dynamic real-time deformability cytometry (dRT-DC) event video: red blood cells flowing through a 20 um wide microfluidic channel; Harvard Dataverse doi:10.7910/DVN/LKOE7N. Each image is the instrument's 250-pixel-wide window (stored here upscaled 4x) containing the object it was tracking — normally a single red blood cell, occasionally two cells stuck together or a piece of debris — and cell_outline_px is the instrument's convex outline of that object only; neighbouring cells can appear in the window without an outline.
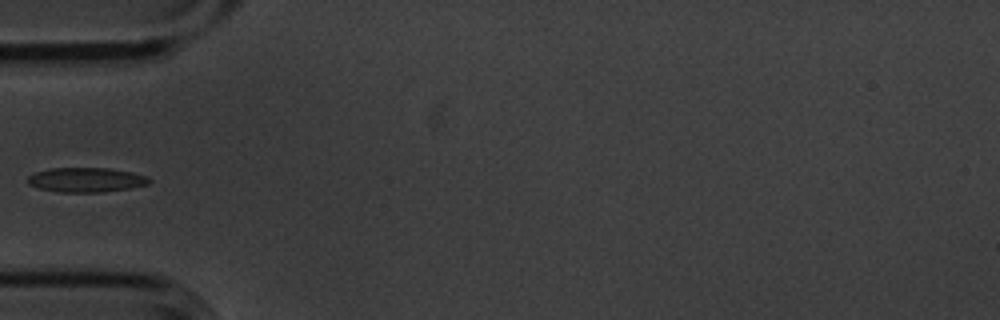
{"species": "common noctule bat (a hibernating species)", "species_latin": "Nyctalus noctula", "temperature_condition": "cold", "stored_images_in_passage": 6, "camera_frame_rate_fps": 3000, "um_per_image_px": 0.085, "animal": {"sex": "male", "body_mass_g": 20.1, "forearm_length_mm": 53.5}, "frame": {"image": 1, "passage_image": 5, "time_ms": 1.333, "image_size_px": [1000, 320], "cell_outline_px": [[152, 180], [148, 184], [128, 188], [104, 192], [56, 192], [40, 188], [28, 184], [28, 176], [36, 172], [48, 168], [108, 168], [132, 172], [148, 176]], "centroid_in_image_um": [7.33, 15.28], "position_along_channel_um": 77.7, "area_um2": 17.4}}
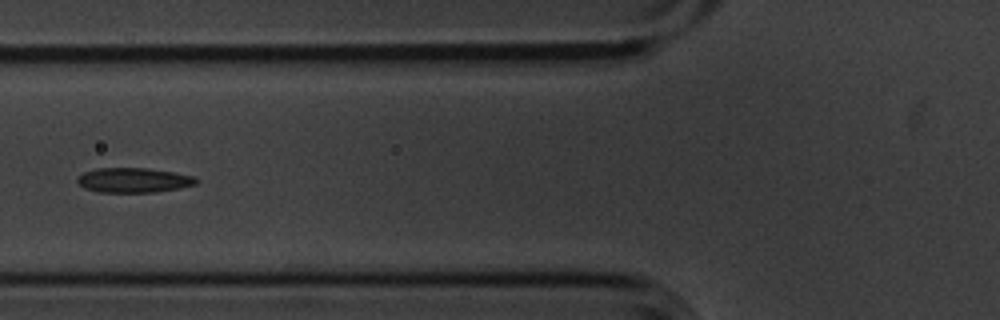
{"frame": {"image": 2, "passage_image": 6, "time_ms": 1.667, "image_size_px": [1000, 320], "cell_outline_px": [[196, 184], [180, 188], [156, 192], [100, 192], [84, 188], [76, 180], [76, 176], [84, 172], [96, 168], [148, 168], [196, 176]], "centroid_in_image_um": [11.34, 15.31], "position_along_channel_um": 114.5, "area_um2": 17.17}}